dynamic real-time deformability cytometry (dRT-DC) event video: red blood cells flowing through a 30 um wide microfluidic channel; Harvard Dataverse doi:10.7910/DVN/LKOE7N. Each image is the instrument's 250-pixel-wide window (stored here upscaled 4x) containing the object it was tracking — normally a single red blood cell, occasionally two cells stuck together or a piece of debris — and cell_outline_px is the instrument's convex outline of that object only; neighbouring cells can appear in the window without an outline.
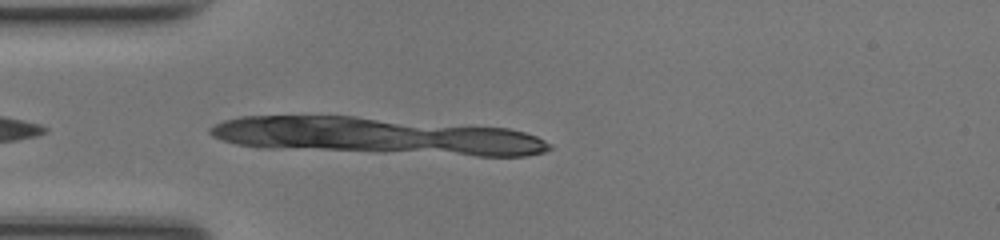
{"species": "common noctule bat (a hibernating species)", "species_latin": "Nyctalus noctula", "temperature_condition": "room temperature", "stored_images_in_passage": 6, "camera_frame_rate_fps": 3000, "um_per_image_px": 0.085, "animal": {"sex": "female", "body_mass_g": 17.0, "forearm_length_mm": 48.0}, "frame": {"image": 1, "passage_image": 6, "time_ms": 1.667, "image_size_px": [1000, 240], "cell_outline_px": [[544, 148], [536, 152], [512, 156], [496, 156], [472, 152], [464, 128], [492, 128], [516, 132], [532, 136], [540, 140]], "centroid_in_image_um": [42.63, 12.09], "position_along_channel_um": 42.4, "area_um2": 12.14}}